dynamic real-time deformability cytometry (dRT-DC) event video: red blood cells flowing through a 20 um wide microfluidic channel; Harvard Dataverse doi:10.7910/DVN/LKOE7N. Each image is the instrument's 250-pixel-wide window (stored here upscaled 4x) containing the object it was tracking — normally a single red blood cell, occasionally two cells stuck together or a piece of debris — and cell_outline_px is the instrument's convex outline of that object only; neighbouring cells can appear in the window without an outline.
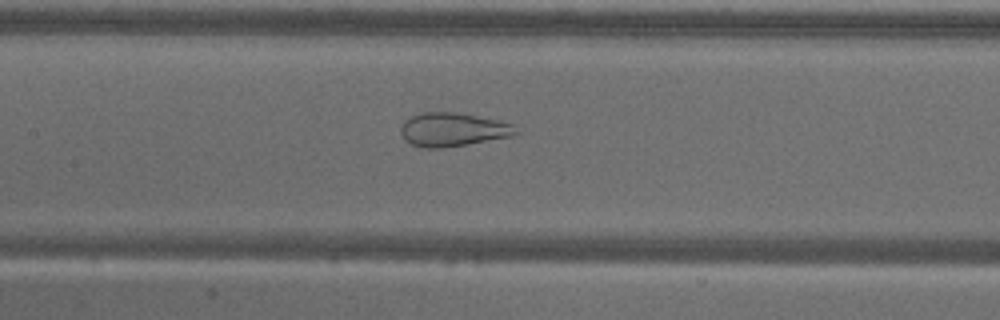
{"species": "common noctule bat (a hibernating species)", "species_latin": "Nyctalus noctula", "temperature_condition": "warm", "stored_images_in_passage": 58, "camera_frame_rate_fps": 3000, "um_per_image_px": 0.085, "animal": {"sex": "male", "body_mass_g": 18.8}, "frame": {"image": 1, "passage_image": 27, "time_ms": 8.667, "image_size_px": [1000, 320], "cell_outline_px": [[520, 132], [512, 136], [468, 144], [444, 148], [424, 148], [412, 144], [404, 140], [400, 132], [400, 128], [404, 120], [412, 116], [424, 112], [456, 112], [516, 124]], "centroid_in_image_um": [38.5, 11.02], "position_along_channel_um": 168.9, "area_um2": 22.72}}
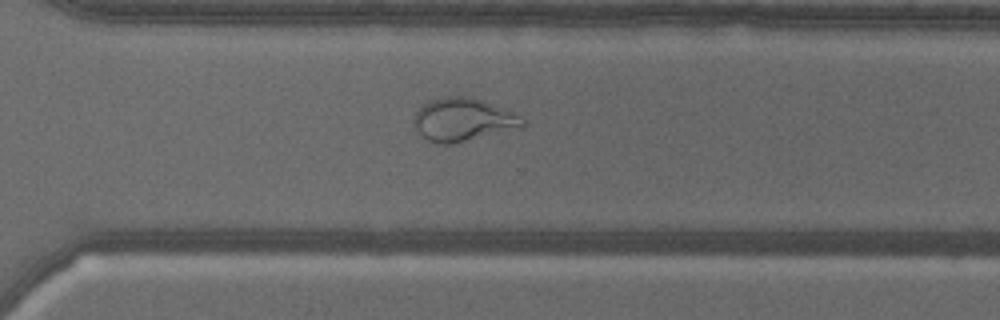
{"frame": {"image": 2, "passage_image": 41, "time_ms": 13.333, "image_size_px": [1000, 320], "cell_outline_px": [[524, 128], [460, 144], [436, 144], [420, 136], [412, 124], [412, 120], [420, 104], [428, 100], [448, 96], [468, 96], [508, 108], [520, 116], [524, 120]], "centroid_in_image_um": [39.37, 10.2], "position_along_channel_um": 331.2, "area_um2": 28.55}}
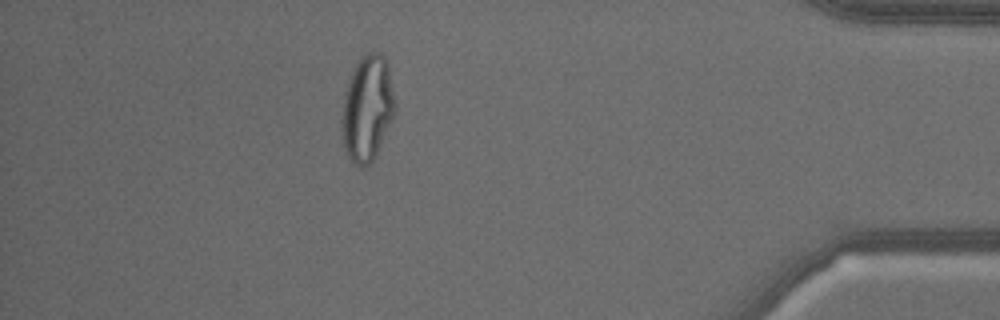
{"frame": {"image": 3, "passage_image": 51, "time_ms": 16.667, "image_size_px": [1000, 320], "cell_outline_px": [[396, 112], [376, 156], [368, 164], [360, 168], [348, 156], [344, 144], [344, 92], [348, 80], [360, 56], [364, 52], [380, 52], [384, 56], [388, 64], [396, 104]], "centroid_in_image_um": [31.28, 9.16], "position_along_channel_um": 403.9, "area_um2": 32.48}}